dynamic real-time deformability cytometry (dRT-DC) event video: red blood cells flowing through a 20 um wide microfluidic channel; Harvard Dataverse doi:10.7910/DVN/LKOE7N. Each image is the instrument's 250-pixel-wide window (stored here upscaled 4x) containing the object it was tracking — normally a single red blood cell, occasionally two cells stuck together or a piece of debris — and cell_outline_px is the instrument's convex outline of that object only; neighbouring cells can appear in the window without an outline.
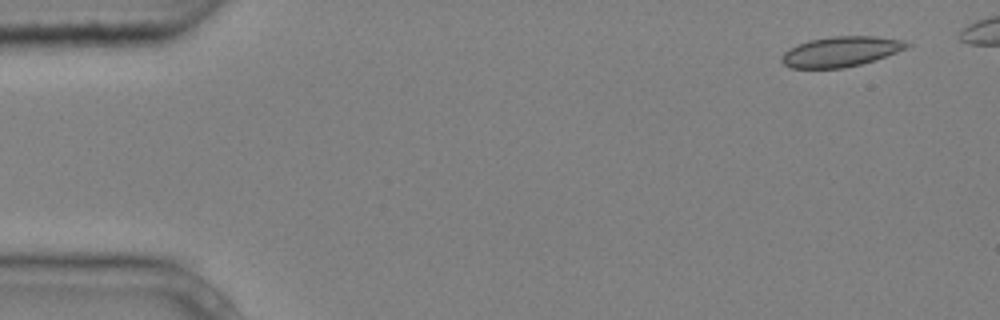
{"species": "common noctule bat (a hibernating species)", "species_latin": "Nyctalus noctula", "temperature_condition": "cold", "stored_images_in_passage": 4, "camera_frame_rate_fps": 3000, "um_per_image_px": 0.085, "animal": {"sex": "male", "body_mass_g": 20.4}, "frame": {"image": 1, "passage_image": 1, "time_ms": 0.0, "image_size_px": [1000, 320], "cell_outline_px": [[912, 44], [908, 48], [860, 64], [844, 68], [788, 68], [780, 60], [784, 52], [808, 40], [832, 36], [876, 36], [904, 40]], "centroid_in_image_um": [71.48, 4.38], "position_along_channel_um": 13.5, "area_um2": 21.85}}